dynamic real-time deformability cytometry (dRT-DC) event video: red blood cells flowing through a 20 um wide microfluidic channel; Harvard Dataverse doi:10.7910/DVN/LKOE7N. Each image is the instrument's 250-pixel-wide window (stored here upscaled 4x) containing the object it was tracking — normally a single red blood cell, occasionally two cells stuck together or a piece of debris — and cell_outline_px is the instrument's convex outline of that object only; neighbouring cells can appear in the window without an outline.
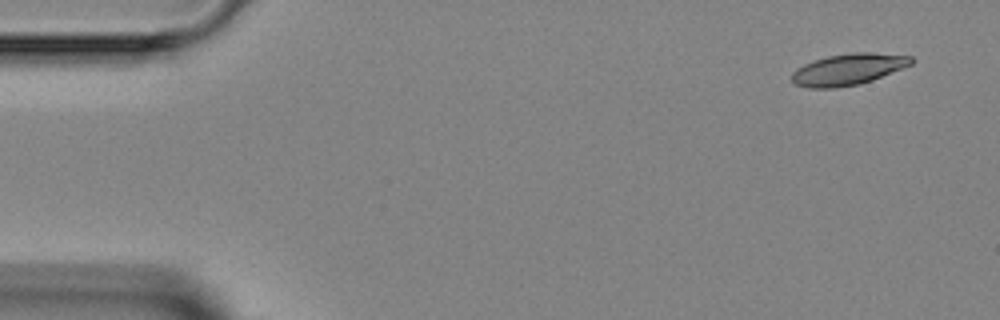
{"species": "Egyptian fruit bat (a non-hibernating species)", "species_latin": "Rousettus aegyptiacus", "temperature_condition": "room temperature", "stored_images_in_passage": 3, "camera_frame_rate_fps": 3000, "um_per_image_px": 0.085, "animal": {"sex": "female"}, "frame": {"image": 1, "passage_image": 1, "time_ms": 0.0, "image_size_px": [1000, 320], "cell_outline_px": [[916, 60], [912, 64], [872, 80], [860, 84], [832, 88], [808, 88], [796, 84], [792, 80], [792, 72], [796, 68], [812, 60], [828, 56], [852, 52], [872, 52], [912, 56]], "centroid_in_image_um": [72.1, 5.88], "position_along_channel_um": 12.9, "area_um2": 21.91}}
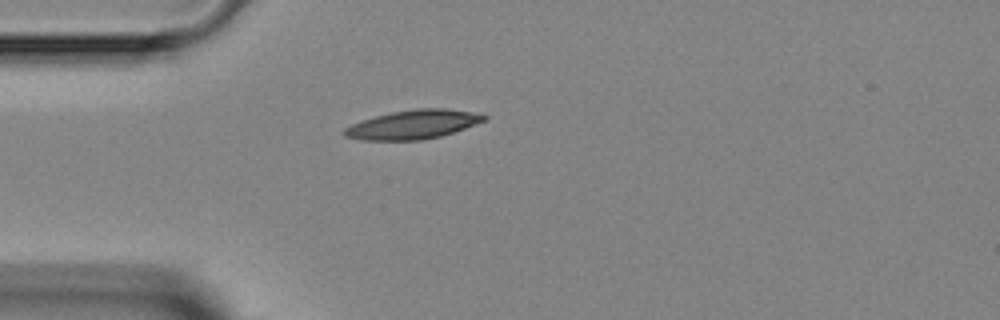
{"frame": {"image": 2, "passage_image": 3, "time_ms": 3.333, "image_size_px": [1000, 320], "cell_outline_px": [[488, 116], [484, 120], [464, 128], [440, 136], [420, 140], [360, 140], [344, 136], [344, 128], [360, 120], [392, 112], [416, 108], [448, 108], [472, 112]], "centroid_in_image_um": [35.07, 10.58], "position_along_channel_um": 49.9, "area_um2": 23.35}}